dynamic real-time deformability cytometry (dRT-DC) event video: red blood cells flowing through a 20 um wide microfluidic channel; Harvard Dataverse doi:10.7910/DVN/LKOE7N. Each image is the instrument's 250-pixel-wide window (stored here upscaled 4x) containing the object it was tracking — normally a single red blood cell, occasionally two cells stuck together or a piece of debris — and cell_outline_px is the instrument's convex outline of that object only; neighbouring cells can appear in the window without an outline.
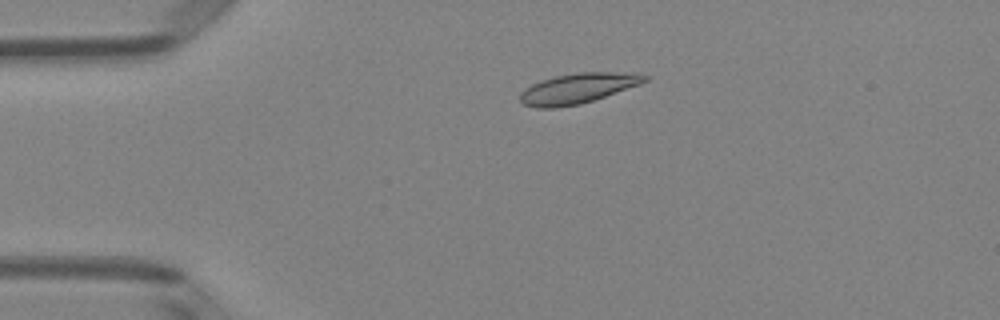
{"species": "Egyptian fruit bat (a non-hibernating species)", "species_latin": "Rousettus aegyptiacus", "temperature_condition": "room temperature", "stored_images_in_passage": 4, "camera_frame_rate_fps": 3000, "um_per_image_px": 0.085, "animal": {"sex": "female"}, "frame": {"image": 1, "passage_image": 3, "time_ms": 0.667, "image_size_px": [1000, 320], "cell_outline_px": [[648, 80], [640, 84], [580, 104], [556, 108], [536, 108], [524, 104], [520, 100], [520, 92], [524, 88], [540, 80], [556, 76], [576, 72], [640, 72], [648, 76]], "centroid_in_image_um": [49.11, 7.49], "position_along_channel_um": 35.9, "area_um2": 22.02}}